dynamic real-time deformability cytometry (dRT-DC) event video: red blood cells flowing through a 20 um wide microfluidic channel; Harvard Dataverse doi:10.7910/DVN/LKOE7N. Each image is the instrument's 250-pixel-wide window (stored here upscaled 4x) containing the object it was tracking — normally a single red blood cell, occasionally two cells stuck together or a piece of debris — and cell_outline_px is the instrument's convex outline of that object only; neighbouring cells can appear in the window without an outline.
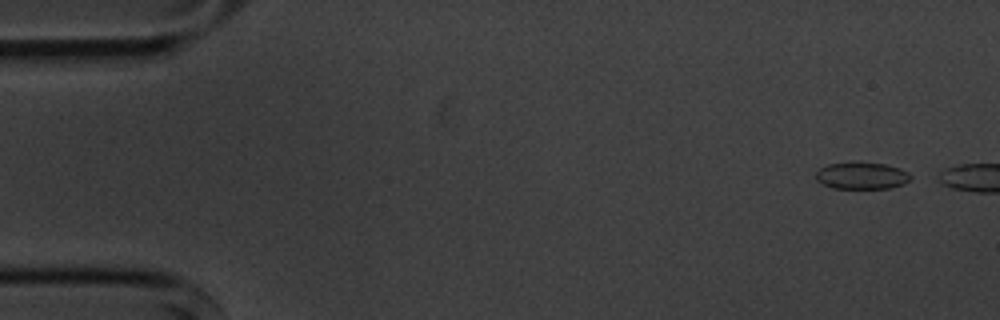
{"species": "common noctule bat (a hibernating species)", "species_latin": "Nyctalus noctula", "temperature_condition": "cold", "stored_images_in_passage": 4, "camera_frame_rate_fps": 3000, "um_per_image_px": 0.085, "animal": {"sex": "male", "body_mass_g": 20.1, "forearm_length_mm": 53.5}, "frame": {"image": 1, "passage_image": 1, "time_ms": 0.0, "image_size_px": [1000, 320], "cell_outline_px": [[912, 176], [904, 184], [892, 188], [832, 188], [816, 180], [816, 172], [820, 168], [828, 164], [852, 160], [860, 160], [884, 164], [900, 168], [908, 172]], "centroid_in_image_um": [73.24, 14.89], "position_along_channel_um": 11.8, "area_um2": 15.32}}